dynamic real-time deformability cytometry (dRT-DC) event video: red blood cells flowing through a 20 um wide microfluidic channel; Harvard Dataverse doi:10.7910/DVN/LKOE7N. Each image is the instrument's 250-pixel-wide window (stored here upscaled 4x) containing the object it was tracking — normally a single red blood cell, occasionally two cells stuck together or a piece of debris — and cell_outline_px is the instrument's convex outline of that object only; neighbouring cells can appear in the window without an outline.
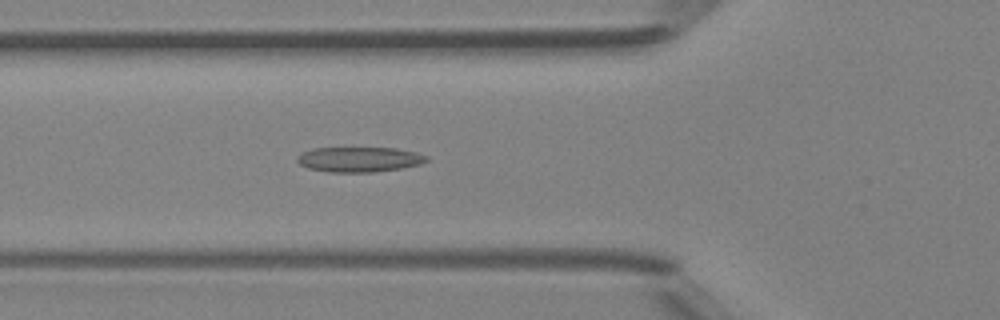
{"species": "Egyptian fruit bat (a non-hibernating species)", "species_latin": "Rousettus aegyptiacus", "temperature_condition": "room temperature", "stored_images_in_passage": 49, "camera_frame_rate_fps": 3000, "um_per_image_px": 0.085, "animal": {"sex": "female"}, "frame": {"image": 1, "passage_image": 18, "time_ms": 5.667, "image_size_px": [1000, 320], "cell_outline_px": [[428, 160], [420, 164], [400, 168], [372, 172], [328, 172], [308, 168], [300, 164], [296, 160], [296, 156], [312, 148], [396, 148], [416, 152], [428, 156]], "centroid_in_image_um": [30.52, 13.55], "position_along_channel_um": 95.3, "area_um2": 18.84}}
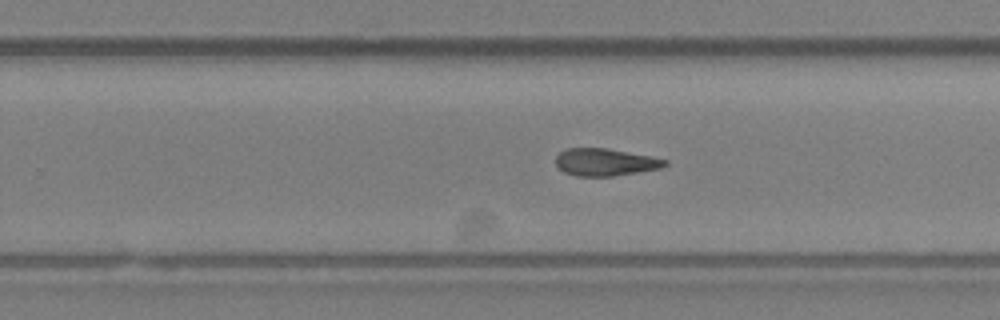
{"frame": {"image": 2, "passage_image": 31, "time_ms": 10.0, "image_size_px": [1000, 320], "cell_outline_px": [[668, 164], [660, 168], [612, 176], [576, 176], [564, 172], [556, 164], [556, 156], [560, 152], [568, 148], [608, 148], [652, 156], [668, 160]], "centroid_in_image_um": [51.45, 13.77], "position_along_channel_um": 278.3, "area_um2": 17.34}}
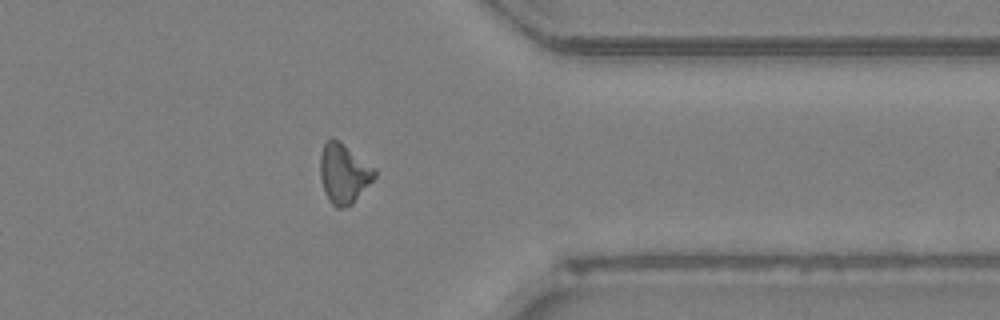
{"frame": {"image": 3, "passage_image": 39, "time_ms": 12.667, "image_size_px": [1000, 320], "cell_outline_px": [[376, 176], [352, 204], [344, 208], [336, 208], [328, 200], [324, 192], [320, 180], [320, 156], [324, 144], [332, 136], [340, 140], [376, 168]], "centroid_in_image_um": [29.21, 14.73], "position_along_channel_um": 382.2, "area_um2": 19.25}, "authors_computed_cell_mechanics": {"area_um2": 18.4382, "velocity_mm_per_s": 4.2363, "shape_relaxation_time_tau1_ms": null, "shape_relaxation_time_tau2_ms": 2.8385, "deformation_change_tau1": null, "deformation_change_tau2": 0.0969}}